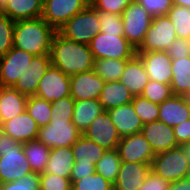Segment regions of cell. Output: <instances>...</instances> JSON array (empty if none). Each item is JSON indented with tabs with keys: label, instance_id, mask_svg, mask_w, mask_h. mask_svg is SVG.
<instances>
[{
	"label": "cell",
	"instance_id": "f546056e",
	"mask_svg": "<svg viewBox=\"0 0 190 190\" xmlns=\"http://www.w3.org/2000/svg\"><path fill=\"white\" fill-rule=\"evenodd\" d=\"M172 80L170 83L173 95L182 96L190 90V57L172 60Z\"/></svg>",
	"mask_w": 190,
	"mask_h": 190
},
{
	"label": "cell",
	"instance_id": "816d5d0a",
	"mask_svg": "<svg viewBox=\"0 0 190 190\" xmlns=\"http://www.w3.org/2000/svg\"><path fill=\"white\" fill-rule=\"evenodd\" d=\"M180 147L184 152V157L190 164V143L181 144Z\"/></svg>",
	"mask_w": 190,
	"mask_h": 190
},
{
	"label": "cell",
	"instance_id": "f907efd6",
	"mask_svg": "<svg viewBox=\"0 0 190 190\" xmlns=\"http://www.w3.org/2000/svg\"><path fill=\"white\" fill-rule=\"evenodd\" d=\"M168 190H190V176L171 182Z\"/></svg>",
	"mask_w": 190,
	"mask_h": 190
},
{
	"label": "cell",
	"instance_id": "4fadbf2b",
	"mask_svg": "<svg viewBox=\"0 0 190 190\" xmlns=\"http://www.w3.org/2000/svg\"><path fill=\"white\" fill-rule=\"evenodd\" d=\"M122 161L132 163H152L155 153L141 132L121 137L117 145Z\"/></svg>",
	"mask_w": 190,
	"mask_h": 190
},
{
	"label": "cell",
	"instance_id": "7bdbcfd3",
	"mask_svg": "<svg viewBox=\"0 0 190 190\" xmlns=\"http://www.w3.org/2000/svg\"><path fill=\"white\" fill-rule=\"evenodd\" d=\"M39 190H72V183L70 178L44 172L40 174Z\"/></svg>",
	"mask_w": 190,
	"mask_h": 190
},
{
	"label": "cell",
	"instance_id": "c3c4849f",
	"mask_svg": "<svg viewBox=\"0 0 190 190\" xmlns=\"http://www.w3.org/2000/svg\"><path fill=\"white\" fill-rule=\"evenodd\" d=\"M173 131L179 146L181 144L190 143V118L173 127Z\"/></svg>",
	"mask_w": 190,
	"mask_h": 190
},
{
	"label": "cell",
	"instance_id": "6da1fadb",
	"mask_svg": "<svg viewBox=\"0 0 190 190\" xmlns=\"http://www.w3.org/2000/svg\"><path fill=\"white\" fill-rule=\"evenodd\" d=\"M51 65L68 76L87 72L94 68V56L87 44L78 43L55 33L50 48Z\"/></svg>",
	"mask_w": 190,
	"mask_h": 190
},
{
	"label": "cell",
	"instance_id": "db71d44e",
	"mask_svg": "<svg viewBox=\"0 0 190 190\" xmlns=\"http://www.w3.org/2000/svg\"><path fill=\"white\" fill-rule=\"evenodd\" d=\"M181 97L186 101L187 106L190 109V90L185 92Z\"/></svg>",
	"mask_w": 190,
	"mask_h": 190
},
{
	"label": "cell",
	"instance_id": "f6af8a7d",
	"mask_svg": "<svg viewBox=\"0 0 190 190\" xmlns=\"http://www.w3.org/2000/svg\"><path fill=\"white\" fill-rule=\"evenodd\" d=\"M153 18L167 15L173 7L172 0H136Z\"/></svg>",
	"mask_w": 190,
	"mask_h": 190
},
{
	"label": "cell",
	"instance_id": "3957f363",
	"mask_svg": "<svg viewBox=\"0 0 190 190\" xmlns=\"http://www.w3.org/2000/svg\"><path fill=\"white\" fill-rule=\"evenodd\" d=\"M31 172L23 144L4 134L0 146V184L16 181Z\"/></svg>",
	"mask_w": 190,
	"mask_h": 190
},
{
	"label": "cell",
	"instance_id": "4dcf8cb0",
	"mask_svg": "<svg viewBox=\"0 0 190 190\" xmlns=\"http://www.w3.org/2000/svg\"><path fill=\"white\" fill-rule=\"evenodd\" d=\"M23 150L32 171L39 174L44 173L49 159L50 149L36 139L24 143Z\"/></svg>",
	"mask_w": 190,
	"mask_h": 190
},
{
	"label": "cell",
	"instance_id": "30bf717a",
	"mask_svg": "<svg viewBox=\"0 0 190 190\" xmlns=\"http://www.w3.org/2000/svg\"><path fill=\"white\" fill-rule=\"evenodd\" d=\"M90 5V0H44L42 18L56 31L78 12Z\"/></svg>",
	"mask_w": 190,
	"mask_h": 190
},
{
	"label": "cell",
	"instance_id": "f1b7e54d",
	"mask_svg": "<svg viewBox=\"0 0 190 190\" xmlns=\"http://www.w3.org/2000/svg\"><path fill=\"white\" fill-rule=\"evenodd\" d=\"M74 155V163L80 165H96L106 152V149L99 146L84 135L71 146Z\"/></svg>",
	"mask_w": 190,
	"mask_h": 190
},
{
	"label": "cell",
	"instance_id": "2e32d148",
	"mask_svg": "<svg viewBox=\"0 0 190 190\" xmlns=\"http://www.w3.org/2000/svg\"><path fill=\"white\" fill-rule=\"evenodd\" d=\"M30 64L12 88L26 96H35L39 81L51 65L50 55L34 56Z\"/></svg>",
	"mask_w": 190,
	"mask_h": 190
},
{
	"label": "cell",
	"instance_id": "7a4b0ae2",
	"mask_svg": "<svg viewBox=\"0 0 190 190\" xmlns=\"http://www.w3.org/2000/svg\"><path fill=\"white\" fill-rule=\"evenodd\" d=\"M56 32L42 17L16 21L13 47L33 56L49 55Z\"/></svg>",
	"mask_w": 190,
	"mask_h": 190
},
{
	"label": "cell",
	"instance_id": "5b68a950",
	"mask_svg": "<svg viewBox=\"0 0 190 190\" xmlns=\"http://www.w3.org/2000/svg\"><path fill=\"white\" fill-rule=\"evenodd\" d=\"M150 166L155 174L170 183L190 176V164L180 146L156 154Z\"/></svg>",
	"mask_w": 190,
	"mask_h": 190
},
{
	"label": "cell",
	"instance_id": "e0dca14e",
	"mask_svg": "<svg viewBox=\"0 0 190 190\" xmlns=\"http://www.w3.org/2000/svg\"><path fill=\"white\" fill-rule=\"evenodd\" d=\"M104 84L93 69L78 73L70 76V95L75 101L98 99Z\"/></svg>",
	"mask_w": 190,
	"mask_h": 190
},
{
	"label": "cell",
	"instance_id": "52a82bcc",
	"mask_svg": "<svg viewBox=\"0 0 190 190\" xmlns=\"http://www.w3.org/2000/svg\"><path fill=\"white\" fill-rule=\"evenodd\" d=\"M124 37L137 50L147 33L153 17L133 0L122 12Z\"/></svg>",
	"mask_w": 190,
	"mask_h": 190
},
{
	"label": "cell",
	"instance_id": "ab89813d",
	"mask_svg": "<svg viewBox=\"0 0 190 190\" xmlns=\"http://www.w3.org/2000/svg\"><path fill=\"white\" fill-rule=\"evenodd\" d=\"M100 29L104 34H119L124 37L123 19L121 15L98 11Z\"/></svg>",
	"mask_w": 190,
	"mask_h": 190
},
{
	"label": "cell",
	"instance_id": "83f0119b",
	"mask_svg": "<svg viewBox=\"0 0 190 190\" xmlns=\"http://www.w3.org/2000/svg\"><path fill=\"white\" fill-rule=\"evenodd\" d=\"M74 166V155L71 147L50 149V155L45 167L46 173L70 178Z\"/></svg>",
	"mask_w": 190,
	"mask_h": 190
},
{
	"label": "cell",
	"instance_id": "9a60e30c",
	"mask_svg": "<svg viewBox=\"0 0 190 190\" xmlns=\"http://www.w3.org/2000/svg\"><path fill=\"white\" fill-rule=\"evenodd\" d=\"M144 64L149 80L170 85L172 80V59L167 51L136 52Z\"/></svg>",
	"mask_w": 190,
	"mask_h": 190
},
{
	"label": "cell",
	"instance_id": "603a6c76",
	"mask_svg": "<svg viewBox=\"0 0 190 190\" xmlns=\"http://www.w3.org/2000/svg\"><path fill=\"white\" fill-rule=\"evenodd\" d=\"M189 118L190 109L181 96L172 95L159 104L158 120L170 127H175Z\"/></svg>",
	"mask_w": 190,
	"mask_h": 190
},
{
	"label": "cell",
	"instance_id": "ba28073f",
	"mask_svg": "<svg viewBox=\"0 0 190 190\" xmlns=\"http://www.w3.org/2000/svg\"><path fill=\"white\" fill-rule=\"evenodd\" d=\"M82 135L72 120H50L39 127L37 140L49 149L71 147Z\"/></svg>",
	"mask_w": 190,
	"mask_h": 190
},
{
	"label": "cell",
	"instance_id": "9f6ffc18",
	"mask_svg": "<svg viewBox=\"0 0 190 190\" xmlns=\"http://www.w3.org/2000/svg\"><path fill=\"white\" fill-rule=\"evenodd\" d=\"M4 135L2 128L0 126V146H1V140H2V136Z\"/></svg>",
	"mask_w": 190,
	"mask_h": 190
},
{
	"label": "cell",
	"instance_id": "f35d334b",
	"mask_svg": "<svg viewBox=\"0 0 190 190\" xmlns=\"http://www.w3.org/2000/svg\"><path fill=\"white\" fill-rule=\"evenodd\" d=\"M72 190H113V184L94 173L72 183Z\"/></svg>",
	"mask_w": 190,
	"mask_h": 190
},
{
	"label": "cell",
	"instance_id": "f5cc1de1",
	"mask_svg": "<svg viewBox=\"0 0 190 190\" xmlns=\"http://www.w3.org/2000/svg\"><path fill=\"white\" fill-rule=\"evenodd\" d=\"M173 5L184 6L190 9V0H172Z\"/></svg>",
	"mask_w": 190,
	"mask_h": 190
},
{
	"label": "cell",
	"instance_id": "74e56055",
	"mask_svg": "<svg viewBox=\"0 0 190 190\" xmlns=\"http://www.w3.org/2000/svg\"><path fill=\"white\" fill-rule=\"evenodd\" d=\"M14 25L15 22L0 11V56L5 55L13 47Z\"/></svg>",
	"mask_w": 190,
	"mask_h": 190
},
{
	"label": "cell",
	"instance_id": "681fc988",
	"mask_svg": "<svg viewBox=\"0 0 190 190\" xmlns=\"http://www.w3.org/2000/svg\"><path fill=\"white\" fill-rule=\"evenodd\" d=\"M94 173H96L95 165H80V163H74L70 177L71 183Z\"/></svg>",
	"mask_w": 190,
	"mask_h": 190
},
{
	"label": "cell",
	"instance_id": "836d02e7",
	"mask_svg": "<svg viewBox=\"0 0 190 190\" xmlns=\"http://www.w3.org/2000/svg\"><path fill=\"white\" fill-rule=\"evenodd\" d=\"M51 102L37 96H28L27 113L36 121L39 127L49 124L51 119Z\"/></svg>",
	"mask_w": 190,
	"mask_h": 190
},
{
	"label": "cell",
	"instance_id": "7dc6e473",
	"mask_svg": "<svg viewBox=\"0 0 190 190\" xmlns=\"http://www.w3.org/2000/svg\"><path fill=\"white\" fill-rule=\"evenodd\" d=\"M169 185V181L150 170L139 190H168Z\"/></svg>",
	"mask_w": 190,
	"mask_h": 190
},
{
	"label": "cell",
	"instance_id": "9c48e42d",
	"mask_svg": "<svg viewBox=\"0 0 190 190\" xmlns=\"http://www.w3.org/2000/svg\"><path fill=\"white\" fill-rule=\"evenodd\" d=\"M177 39L175 27L167 15L152 19L141 46L136 52L167 51Z\"/></svg>",
	"mask_w": 190,
	"mask_h": 190
},
{
	"label": "cell",
	"instance_id": "d590c367",
	"mask_svg": "<svg viewBox=\"0 0 190 190\" xmlns=\"http://www.w3.org/2000/svg\"><path fill=\"white\" fill-rule=\"evenodd\" d=\"M131 103L143 124L158 120L159 104L151 102L141 95L134 96Z\"/></svg>",
	"mask_w": 190,
	"mask_h": 190
},
{
	"label": "cell",
	"instance_id": "5bb4252c",
	"mask_svg": "<svg viewBox=\"0 0 190 190\" xmlns=\"http://www.w3.org/2000/svg\"><path fill=\"white\" fill-rule=\"evenodd\" d=\"M82 135L106 150L116 149L121 140L107 111L97 116Z\"/></svg>",
	"mask_w": 190,
	"mask_h": 190
},
{
	"label": "cell",
	"instance_id": "8992f818",
	"mask_svg": "<svg viewBox=\"0 0 190 190\" xmlns=\"http://www.w3.org/2000/svg\"><path fill=\"white\" fill-rule=\"evenodd\" d=\"M89 47L95 60H129L136 54L128 40L119 34L106 35L100 32L91 40Z\"/></svg>",
	"mask_w": 190,
	"mask_h": 190
},
{
	"label": "cell",
	"instance_id": "1f68e13d",
	"mask_svg": "<svg viewBox=\"0 0 190 190\" xmlns=\"http://www.w3.org/2000/svg\"><path fill=\"white\" fill-rule=\"evenodd\" d=\"M122 160L117 149L106 150L101 159L96 163V173L102 175L106 180L115 183Z\"/></svg>",
	"mask_w": 190,
	"mask_h": 190
},
{
	"label": "cell",
	"instance_id": "7402d4cb",
	"mask_svg": "<svg viewBox=\"0 0 190 190\" xmlns=\"http://www.w3.org/2000/svg\"><path fill=\"white\" fill-rule=\"evenodd\" d=\"M119 81L127 87L133 96L141 95L149 81V77L143 62L137 54L127 60V64Z\"/></svg>",
	"mask_w": 190,
	"mask_h": 190
},
{
	"label": "cell",
	"instance_id": "d4e9b609",
	"mask_svg": "<svg viewBox=\"0 0 190 190\" xmlns=\"http://www.w3.org/2000/svg\"><path fill=\"white\" fill-rule=\"evenodd\" d=\"M133 95L119 80L105 82L99 95V102L105 111L126 105L132 102Z\"/></svg>",
	"mask_w": 190,
	"mask_h": 190
},
{
	"label": "cell",
	"instance_id": "11a10c76",
	"mask_svg": "<svg viewBox=\"0 0 190 190\" xmlns=\"http://www.w3.org/2000/svg\"><path fill=\"white\" fill-rule=\"evenodd\" d=\"M9 0H0V11H3L8 3Z\"/></svg>",
	"mask_w": 190,
	"mask_h": 190
},
{
	"label": "cell",
	"instance_id": "60d3db41",
	"mask_svg": "<svg viewBox=\"0 0 190 190\" xmlns=\"http://www.w3.org/2000/svg\"><path fill=\"white\" fill-rule=\"evenodd\" d=\"M75 102L71 95L53 101L50 120H72Z\"/></svg>",
	"mask_w": 190,
	"mask_h": 190
},
{
	"label": "cell",
	"instance_id": "b9f144b4",
	"mask_svg": "<svg viewBox=\"0 0 190 190\" xmlns=\"http://www.w3.org/2000/svg\"><path fill=\"white\" fill-rule=\"evenodd\" d=\"M40 174L31 172L16 181L0 184V190H39Z\"/></svg>",
	"mask_w": 190,
	"mask_h": 190
},
{
	"label": "cell",
	"instance_id": "44dd1931",
	"mask_svg": "<svg viewBox=\"0 0 190 190\" xmlns=\"http://www.w3.org/2000/svg\"><path fill=\"white\" fill-rule=\"evenodd\" d=\"M107 112L121 137L141 132L143 123L132 103L109 109Z\"/></svg>",
	"mask_w": 190,
	"mask_h": 190
},
{
	"label": "cell",
	"instance_id": "4316f807",
	"mask_svg": "<svg viewBox=\"0 0 190 190\" xmlns=\"http://www.w3.org/2000/svg\"><path fill=\"white\" fill-rule=\"evenodd\" d=\"M44 0H9L3 12L14 22L42 17Z\"/></svg>",
	"mask_w": 190,
	"mask_h": 190
},
{
	"label": "cell",
	"instance_id": "d6a6232c",
	"mask_svg": "<svg viewBox=\"0 0 190 190\" xmlns=\"http://www.w3.org/2000/svg\"><path fill=\"white\" fill-rule=\"evenodd\" d=\"M127 60L98 59L94 61V72L104 81L111 82L120 80L125 69Z\"/></svg>",
	"mask_w": 190,
	"mask_h": 190
},
{
	"label": "cell",
	"instance_id": "ee69618b",
	"mask_svg": "<svg viewBox=\"0 0 190 190\" xmlns=\"http://www.w3.org/2000/svg\"><path fill=\"white\" fill-rule=\"evenodd\" d=\"M133 0H90V5L97 11L122 15Z\"/></svg>",
	"mask_w": 190,
	"mask_h": 190
},
{
	"label": "cell",
	"instance_id": "8fae6325",
	"mask_svg": "<svg viewBox=\"0 0 190 190\" xmlns=\"http://www.w3.org/2000/svg\"><path fill=\"white\" fill-rule=\"evenodd\" d=\"M33 57L32 54L16 47L0 56V86L12 87L31 65Z\"/></svg>",
	"mask_w": 190,
	"mask_h": 190
},
{
	"label": "cell",
	"instance_id": "277c9868",
	"mask_svg": "<svg viewBox=\"0 0 190 190\" xmlns=\"http://www.w3.org/2000/svg\"><path fill=\"white\" fill-rule=\"evenodd\" d=\"M98 11L91 5L74 15L58 31L65 38L89 45L101 32Z\"/></svg>",
	"mask_w": 190,
	"mask_h": 190
},
{
	"label": "cell",
	"instance_id": "ffe728a7",
	"mask_svg": "<svg viewBox=\"0 0 190 190\" xmlns=\"http://www.w3.org/2000/svg\"><path fill=\"white\" fill-rule=\"evenodd\" d=\"M150 170V164L122 161L113 190H139Z\"/></svg>",
	"mask_w": 190,
	"mask_h": 190
},
{
	"label": "cell",
	"instance_id": "bcb514c9",
	"mask_svg": "<svg viewBox=\"0 0 190 190\" xmlns=\"http://www.w3.org/2000/svg\"><path fill=\"white\" fill-rule=\"evenodd\" d=\"M167 53L172 60L190 57V40L184 38L175 39Z\"/></svg>",
	"mask_w": 190,
	"mask_h": 190
},
{
	"label": "cell",
	"instance_id": "7c38bea8",
	"mask_svg": "<svg viewBox=\"0 0 190 190\" xmlns=\"http://www.w3.org/2000/svg\"><path fill=\"white\" fill-rule=\"evenodd\" d=\"M70 89V76L50 65L39 81L35 96L52 103L60 98L70 96Z\"/></svg>",
	"mask_w": 190,
	"mask_h": 190
},
{
	"label": "cell",
	"instance_id": "8d00e7d4",
	"mask_svg": "<svg viewBox=\"0 0 190 190\" xmlns=\"http://www.w3.org/2000/svg\"><path fill=\"white\" fill-rule=\"evenodd\" d=\"M173 95L171 86L168 84L159 83L153 80H149L147 85L143 89L141 96L147 98L151 102L161 104L166 99H169Z\"/></svg>",
	"mask_w": 190,
	"mask_h": 190
},
{
	"label": "cell",
	"instance_id": "484cf974",
	"mask_svg": "<svg viewBox=\"0 0 190 190\" xmlns=\"http://www.w3.org/2000/svg\"><path fill=\"white\" fill-rule=\"evenodd\" d=\"M104 108L98 99L76 101L72 122L83 134L92 121L104 112Z\"/></svg>",
	"mask_w": 190,
	"mask_h": 190
},
{
	"label": "cell",
	"instance_id": "cb8c5ba5",
	"mask_svg": "<svg viewBox=\"0 0 190 190\" xmlns=\"http://www.w3.org/2000/svg\"><path fill=\"white\" fill-rule=\"evenodd\" d=\"M28 96L12 87L0 86V125L26 110Z\"/></svg>",
	"mask_w": 190,
	"mask_h": 190
},
{
	"label": "cell",
	"instance_id": "d6986e66",
	"mask_svg": "<svg viewBox=\"0 0 190 190\" xmlns=\"http://www.w3.org/2000/svg\"><path fill=\"white\" fill-rule=\"evenodd\" d=\"M5 135L12 137L18 143H26L36 140L39 126L36 121L25 110L23 113L3 122L1 125Z\"/></svg>",
	"mask_w": 190,
	"mask_h": 190
},
{
	"label": "cell",
	"instance_id": "ac0fdd59",
	"mask_svg": "<svg viewBox=\"0 0 190 190\" xmlns=\"http://www.w3.org/2000/svg\"><path fill=\"white\" fill-rule=\"evenodd\" d=\"M141 133L151 145L155 155L179 147L173 127L159 120L143 124Z\"/></svg>",
	"mask_w": 190,
	"mask_h": 190
},
{
	"label": "cell",
	"instance_id": "e575fe53",
	"mask_svg": "<svg viewBox=\"0 0 190 190\" xmlns=\"http://www.w3.org/2000/svg\"><path fill=\"white\" fill-rule=\"evenodd\" d=\"M167 16L175 27L177 38L190 40V9L173 5Z\"/></svg>",
	"mask_w": 190,
	"mask_h": 190
}]
</instances>
